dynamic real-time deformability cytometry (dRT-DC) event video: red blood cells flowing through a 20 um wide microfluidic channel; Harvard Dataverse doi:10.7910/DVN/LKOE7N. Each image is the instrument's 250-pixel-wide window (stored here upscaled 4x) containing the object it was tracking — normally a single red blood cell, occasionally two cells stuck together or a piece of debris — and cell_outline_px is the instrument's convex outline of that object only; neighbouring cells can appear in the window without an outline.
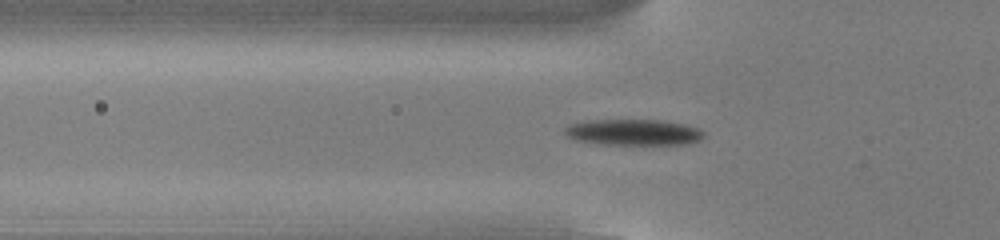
{"species": "common noctule bat (a hibernating species)", "species_latin": "Nyctalus noctula", "temperature_condition": "cold", "stored_images_in_passage": 53, "camera_frame_rate_fps": 3000, "um_per_image_px": 0.085, "animal": {"sex": "male", "body_mass_g": 13.0, "forearm_length_mm": 53.1}, "frame": {"image": 1, "passage_image": 17, "time_ms": 5.333, "image_size_px": [1000, 240], "cell_outline_px": [[704, 136], [700, 140], [684, 144], [600, 144], [572, 140], [564, 132], [564, 128], [572, 124], [592, 120], [664, 120], [684, 124], [700, 128], [704, 132]], "centroid_in_image_um": [53.86, 11.24], "position_along_channel_um": 71.9, "area_um2": 21.1}}
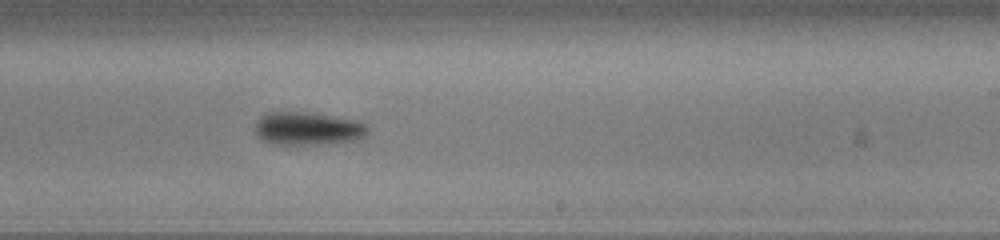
{"frame": {"image": 2, "passage_image": 32, "time_ms": 10.333, "image_size_px": [1000, 240], "cell_outline_px": [[372, 128], [360, 140], [328, 144], [272, 144], [256, 136], [256, 120], [260, 116], [268, 112], [304, 112], [360, 120], [368, 124]], "centroid_in_image_um": [26.24, 10.93], "position_along_channel_um": 262.8, "area_um2": 22.14}}
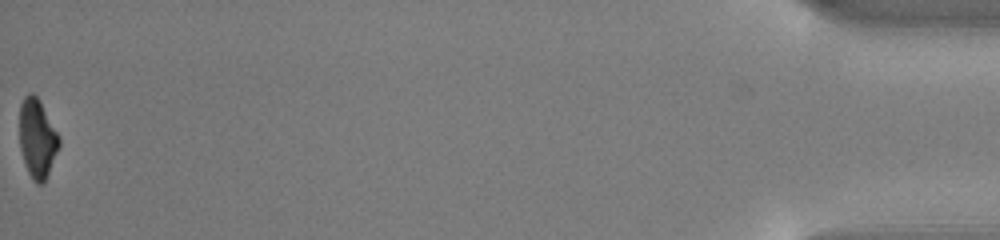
{"frame": {"image": 3, "passage_image": 53, "time_ms": 17.333, "image_size_px": [1000, 240], "cell_outline_px": [[60, 144], [48, 172], [44, 180], [40, 184], [36, 184], [32, 180], [28, 172], [20, 148], [20, 104], [24, 96], [28, 92], [32, 92], [40, 100], [60, 136]], "centroid_in_image_um": [3.16, 11.71], "position_along_channel_um": 432.0, "area_um2": 18.09}, "authors_computed_cell_mechanics": {"area_um2": 20.4034, "velocity_mm_per_s": 3.8247, "shape_relaxation_time_tau1_ms": 1.6751, "shape_relaxation_time_tau2_ms": null, "deformation_change_tau1": 0.1256, "deformation_change_tau2": null}}